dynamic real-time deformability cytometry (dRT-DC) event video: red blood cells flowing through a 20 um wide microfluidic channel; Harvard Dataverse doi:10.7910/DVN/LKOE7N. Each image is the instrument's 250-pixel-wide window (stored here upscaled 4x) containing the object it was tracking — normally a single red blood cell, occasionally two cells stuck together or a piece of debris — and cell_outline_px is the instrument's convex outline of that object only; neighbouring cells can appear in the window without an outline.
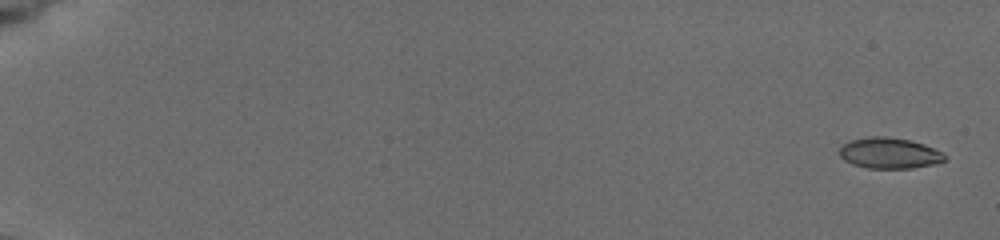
{"species": "common noctule bat (a hibernating species)", "species_latin": "Nyctalus noctula", "temperature_condition": "cold", "stored_images_in_passage": 32, "camera_frame_rate_fps": 3000, "um_per_image_px": 0.085, "animal": {"sex": "female", "body_mass_g": 19.5, "forearm_length_mm": 54.1}, "frame": {"image": 1, "passage_image": 1, "time_ms": 0.0, "image_size_px": [1000, 240], "cell_outline_px": [[948, 156], [944, 160], [932, 164], [912, 168], [868, 168], [852, 164], [844, 160], [840, 156], [840, 148], [844, 144], [852, 140], [872, 136], [884, 136], [908, 140], [924, 144], [944, 152]], "centroid_in_image_um": [75.62, 13.02], "position_along_channel_um": 9.4, "area_um2": 18.79}}
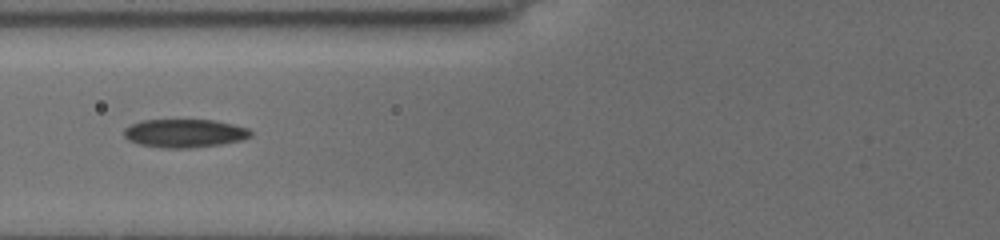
{"frame": {"image": 2, "passage_image": 19, "time_ms": 7.667, "image_size_px": [1000, 240], "cell_outline_px": [[252, 136], [240, 140], [220, 144], [188, 148], [164, 148], [140, 144], [128, 140], [124, 136], [124, 128], [132, 124], [144, 120], [212, 120], [232, 124], [248, 128], [252, 132]], "centroid_in_image_um": [15.68, 11.32], "position_along_channel_um": 110.1, "area_um2": 20.75}}
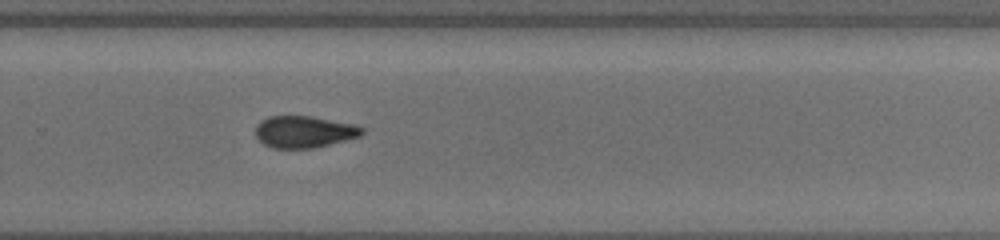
{"frame": {"image": 3, "passage_image": 32, "time_ms": 12.667, "image_size_px": [1000, 240], "cell_outline_px": [[364, 132], [360, 136], [312, 148], [272, 148], [264, 144], [256, 136], [256, 124], [260, 120], [268, 116], [308, 116], [352, 124], [364, 128]], "centroid_in_image_um": [25.8, 11.2], "position_along_channel_um": 304.0, "area_um2": 19.48}}